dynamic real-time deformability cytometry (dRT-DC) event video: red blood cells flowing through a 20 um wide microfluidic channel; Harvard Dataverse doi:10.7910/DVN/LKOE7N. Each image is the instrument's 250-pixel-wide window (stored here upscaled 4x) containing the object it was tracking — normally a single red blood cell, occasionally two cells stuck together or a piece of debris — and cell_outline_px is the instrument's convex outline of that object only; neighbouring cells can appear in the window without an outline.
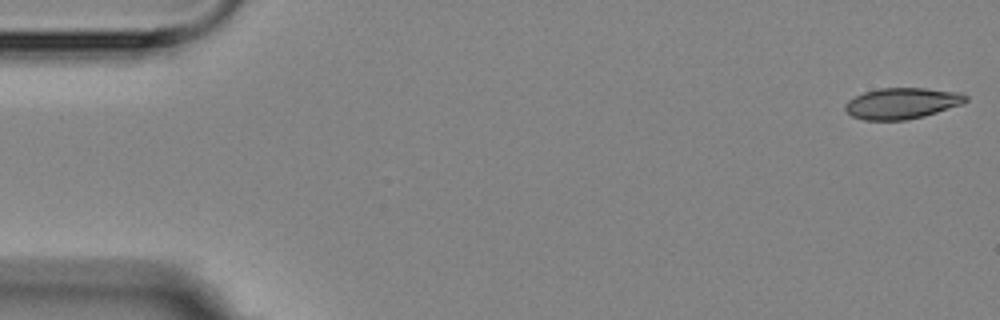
{"species": "Egyptian fruit bat (a non-hibernating species)", "species_latin": "Rousettus aegyptiacus", "temperature_condition": "room temperature", "stored_images_in_passage": 5, "segment_of_instrument_passage": [1, 2], "camera_frame_rate_fps": 3000, "um_per_image_px": 0.085, "animal": {"sex": "female"}, "frame": {"image": 1, "passage_image": 1, "time_ms": 0.0, "image_size_px": [1000, 320], "cell_outline_px": [[968, 100], [964, 104], [924, 116], [908, 120], [864, 120], [852, 116], [844, 108], [844, 104], [848, 100], [864, 92], [880, 88], [924, 88], [960, 92], [968, 96]], "centroid_in_image_um": [76.69, 8.78], "position_along_channel_um": 8.3, "area_um2": 21.96}}